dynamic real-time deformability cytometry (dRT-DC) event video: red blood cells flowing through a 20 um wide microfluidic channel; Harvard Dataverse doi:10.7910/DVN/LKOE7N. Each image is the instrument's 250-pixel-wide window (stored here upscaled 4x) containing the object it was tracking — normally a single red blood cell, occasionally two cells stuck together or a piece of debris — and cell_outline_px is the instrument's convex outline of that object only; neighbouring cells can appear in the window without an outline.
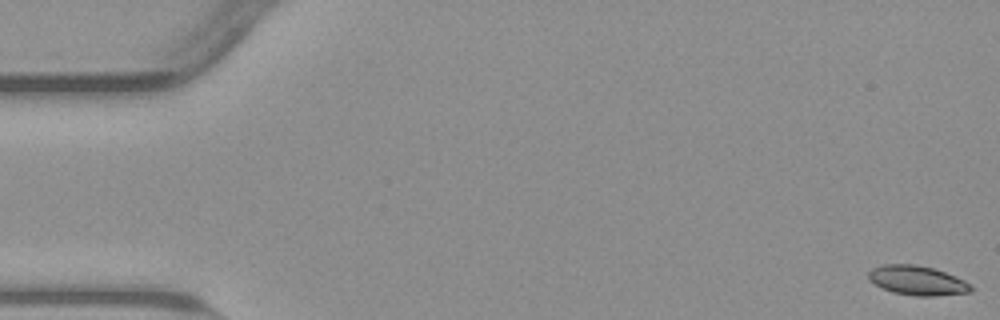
{"species": "common noctule bat (a hibernating species)", "species_latin": "Nyctalus noctula", "temperature_condition": "warm", "stored_images_in_passage": 55, "camera_frame_rate_fps": 3000, "um_per_image_px": 0.085, "animal": {"sex": "male", "body_mass_g": 23.1, "forearm_length_mm": 52.7}, "frame": {"image": 1, "passage_image": 1, "time_ms": 0.0, "image_size_px": [1000, 320], "cell_outline_px": [[972, 292], [932, 296], [916, 296], [892, 292], [868, 280], [868, 272], [872, 268], [884, 264], [916, 264], [932, 268], [944, 272], [964, 280], [972, 284]], "centroid_in_image_um": [77.97, 23.84], "position_along_channel_um": 7.0, "area_um2": 17.51}}
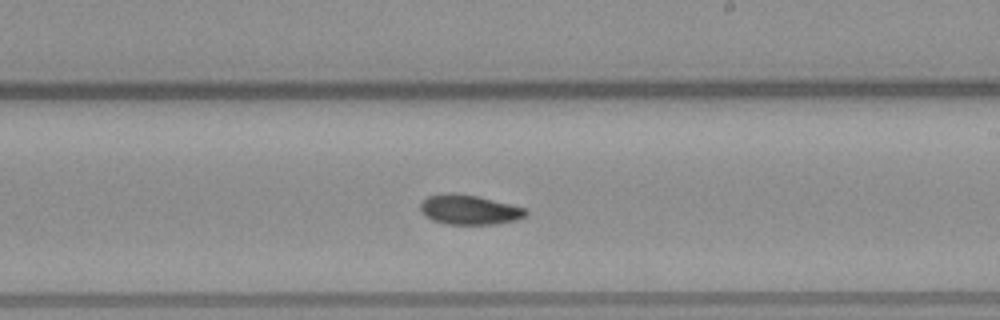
{"frame": {"image": 2, "passage_image": 32, "time_ms": 10.333, "image_size_px": [1000, 320], "cell_outline_px": [[528, 212], [524, 216], [516, 220], [496, 224], [444, 224], [432, 220], [424, 216], [420, 212], [420, 204], [428, 196], [476, 196], [524, 208]], "centroid_in_image_um": [39.88, 17.89], "position_along_channel_um": 249.1, "area_um2": 17.4}}
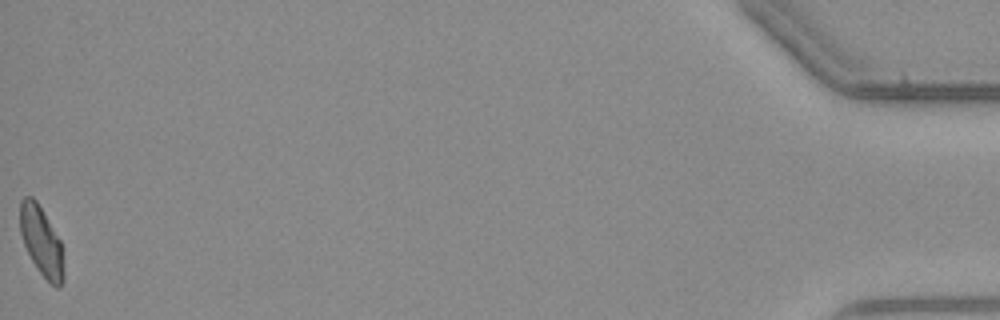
{"frame": {"image": 3, "passage_image": 55, "time_ms": 18.0, "image_size_px": [1000, 320], "cell_outline_px": [[64, 280], [60, 288], [56, 288], [36, 268], [24, 244], [20, 232], [20, 200], [24, 196], [32, 196], [36, 200], [60, 240], [64, 268]], "centroid_in_image_um": [3.52, 20.52], "position_along_channel_um": 431.7, "area_um2": 17.51}, "authors_computed_cell_mechanics": {"area_um2": 18.0336, "velocity_mm_per_s": 3.7999, "shape_relaxation_time_tau1_ms": 4.6878, "shape_relaxation_time_tau2_ms": 4.8193, "deformation_change_tau1": 0.1429, "deformation_change_tau2": 0.0754}}